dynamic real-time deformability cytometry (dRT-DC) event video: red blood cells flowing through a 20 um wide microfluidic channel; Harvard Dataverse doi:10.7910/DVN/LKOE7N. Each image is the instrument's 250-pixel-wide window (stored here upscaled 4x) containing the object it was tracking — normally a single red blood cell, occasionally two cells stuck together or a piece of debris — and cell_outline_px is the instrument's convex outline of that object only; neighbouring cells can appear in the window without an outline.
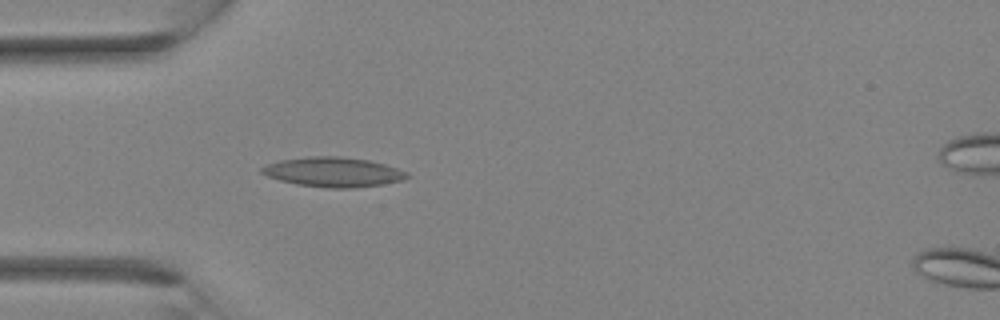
{"species": "Egyptian fruit bat (a non-hibernating species)", "species_latin": "Rousettus aegyptiacus", "temperature_condition": "room temperature", "stored_images_in_passage": 33, "camera_frame_rate_fps": 3000, "um_per_image_px": 0.085, "animal": {"sex": "female"}, "frame": {"image": 1, "passage_image": 9, "time_ms": 2.667, "image_size_px": [1000, 320], "cell_outline_px": [[412, 176], [404, 180], [384, 184], [356, 188], [328, 188], [296, 184], [280, 180], [268, 176], [260, 172], [260, 168], [268, 164], [280, 160], [308, 156], [340, 156], [368, 160], [384, 164], [408, 172]], "centroid_in_image_um": [28.36, 14.63], "position_along_channel_um": 56.6, "area_um2": 25.26}}
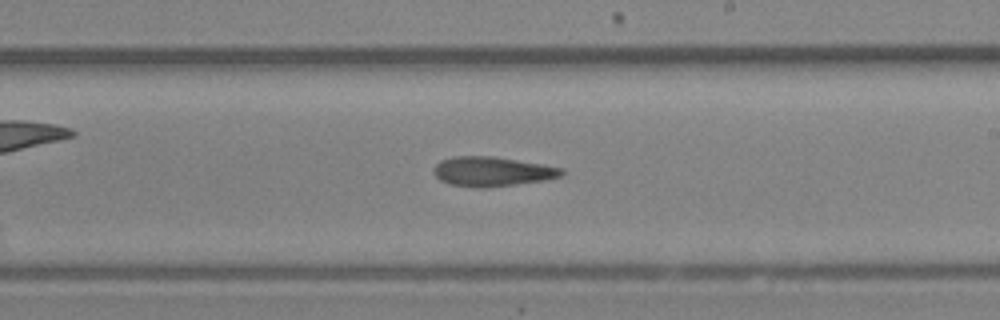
{"frame": {"image": 2, "passage_image": 19, "time_ms": 6.0, "image_size_px": [1000, 320], "cell_outline_px": [[564, 172], [560, 176], [544, 180], [516, 184], [484, 188], [472, 188], [448, 184], [440, 180], [432, 172], [432, 168], [440, 160], [456, 156], [492, 156], [564, 168]], "centroid_in_image_um": [41.77, 14.59], "position_along_channel_um": 247.2, "area_um2": 22.08}}
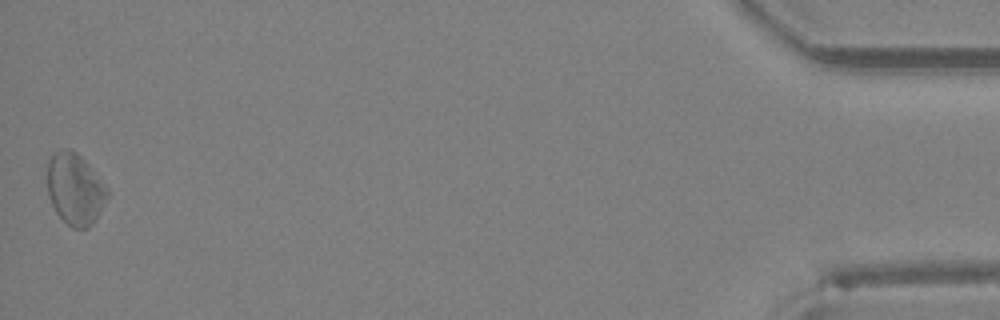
{"frame": {"image": 3, "passage_image": 33, "time_ms": 10.667, "image_size_px": [1000, 320], "cell_outline_px": [[108, 196], [96, 220], [88, 228], [72, 228], [56, 212], [48, 196], [48, 160], [60, 148], [68, 148], [76, 152], [92, 168], [108, 188]], "centroid_in_image_um": [6.39, 16.07], "position_along_channel_um": 428.8, "area_um2": 24.91}}